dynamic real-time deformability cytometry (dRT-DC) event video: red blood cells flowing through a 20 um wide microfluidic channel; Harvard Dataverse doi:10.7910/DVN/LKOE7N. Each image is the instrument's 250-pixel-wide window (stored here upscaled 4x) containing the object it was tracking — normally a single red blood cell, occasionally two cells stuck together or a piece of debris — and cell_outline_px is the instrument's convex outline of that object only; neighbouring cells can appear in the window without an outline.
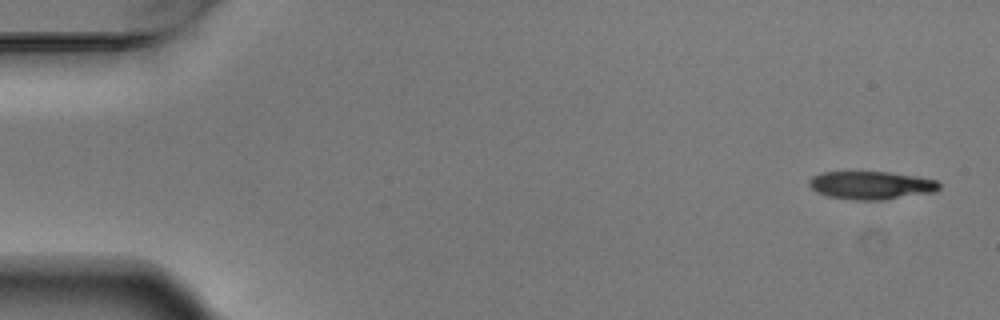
{"species": "Egyptian fruit bat (a non-hibernating species)", "species_latin": "Rousettus aegyptiacus", "temperature_condition": "warm", "stored_images_in_passage": 4, "camera_frame_rate_fps": 3000, "um_per_image_px": 0.085, "animal": {"sex": "male"}, "frame": {"image": 1, "passage_image": 1, "time_ms": 0.0, "image_size_px": [1000, 320], "cell_outline_px": [[940, 188], [936, 192], [884, 200], [856, 200], [828, 196], [816, 192], [808, 184], [808, 180], [812, 176], [820, 172], [888, 172], [916, 176], [936, 180], [940, 184]], "centroid_in_image_um": [74.05, 15.75], "position_along_channel_um": 10.9, "area_um2": 21.44}}